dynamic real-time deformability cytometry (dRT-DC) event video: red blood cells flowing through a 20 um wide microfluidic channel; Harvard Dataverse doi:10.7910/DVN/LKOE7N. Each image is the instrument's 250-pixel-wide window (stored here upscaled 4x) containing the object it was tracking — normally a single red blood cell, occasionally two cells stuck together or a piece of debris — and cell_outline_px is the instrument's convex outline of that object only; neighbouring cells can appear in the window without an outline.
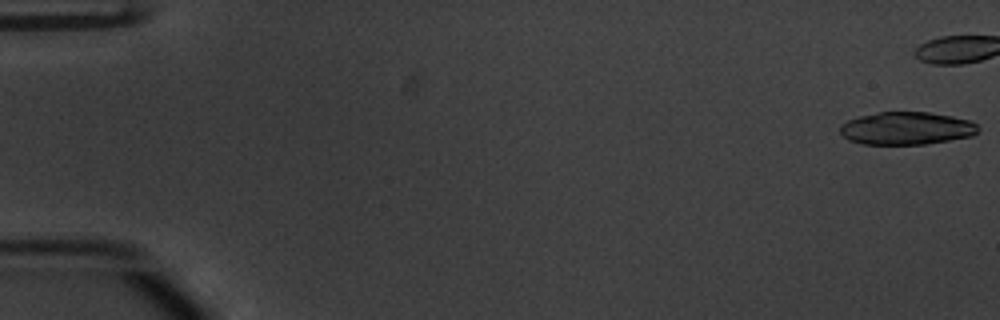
{"species": "common noctule bat (a hibernating species)", "species_latin": "Nyctalus noctula", "temperature_condition": "warm", "stored_images_in_passage": 16, "camera_frame_rate_fps": 3000, "um_per_image_px": 0.085, "animal": {"sex": "male", "body_mass_g": 20.1, "forearm_length_mm": 53.5}, "frame": {"image": 1, "passage_image": 1, "time_ms": 0.0, "image_size_px": [1000, 320], "cell_outline_px": [[980, 128], [972, 136], [924, 144], [864, 144], [848, 140], [840, 132], [840, 124], [848, 120], [860, 116], [880, 112], [928, 112], [952, 116], [968, 120], [976, 124]], "centroid_in_image_um": [77.04, 10.9], "position_along_channel_um": 8.0, "area_um2": 26.18}}